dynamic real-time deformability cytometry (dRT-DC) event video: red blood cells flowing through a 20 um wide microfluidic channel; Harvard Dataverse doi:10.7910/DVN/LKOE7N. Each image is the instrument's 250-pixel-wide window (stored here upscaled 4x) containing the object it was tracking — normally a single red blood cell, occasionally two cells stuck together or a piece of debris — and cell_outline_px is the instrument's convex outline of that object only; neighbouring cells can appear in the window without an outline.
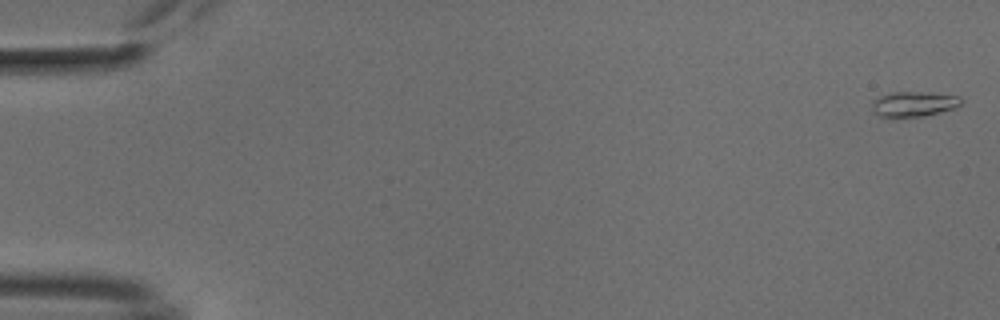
{"species": "common noctule bat (a hibernating species)", "species_latin": "Nyctalus noctula", "temperature_condition": "cold", "stored_images_in_passage": 53, "camera_frame_rate_fps": 3000, "um_per_image_px": 0.085, "animal": {"sex": "male", "body_mass_g": 18.8}, "frame": {"image": 1, "passage_image": 1, "time_ms": 0.0, "image_size_px": [1000, 320], "cell_outline_px": [[964, 100], [956, 108], [924, 116], [880, 116], [872, 112], [872, 100], [880, 96], [892, 92], [928, 92], [960, 96]], "centroid_in_image_um": [77.7, 8.82], "position_along_channel_um": 7.3, "area_um2": 13.06}}
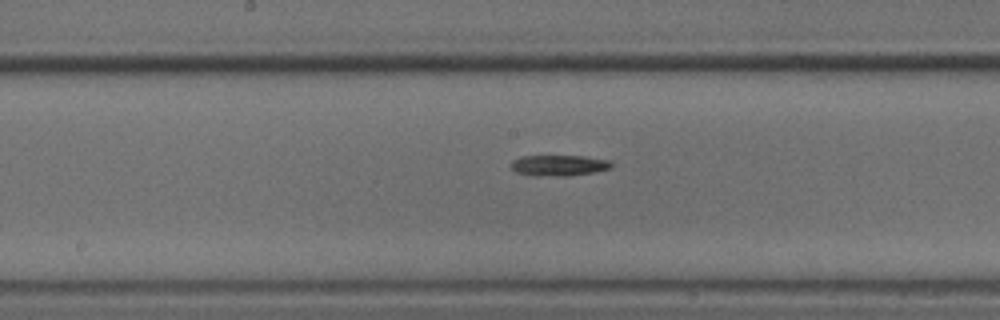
{"frame": {"image": 2, "passage_image": 28, "time_ms": 9.0, "image_size_px": [1000, 320], "cell_outline_px": [[612, 168], [596, 172], [568, 176], [532, 176], [516, 172], [512, 168], [512, 160], [520, 156], [584, 156], [612, 160]], "centroid_in_image_um": [47.54, 14.06], "position_along_channel_um": 200.7, "area_um2": 12.43}}
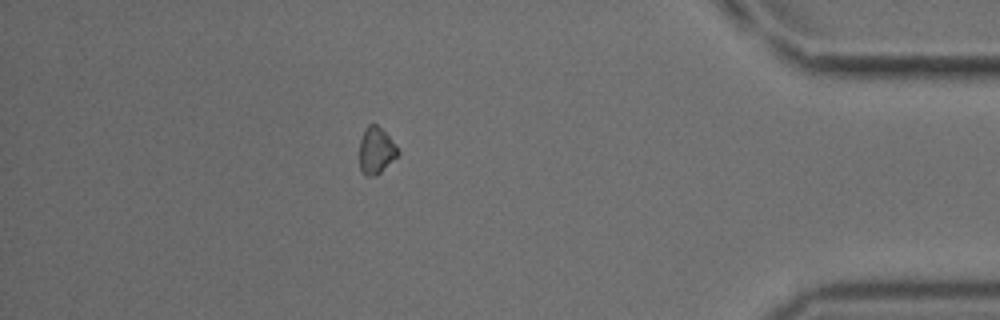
{"frame": {"image": 3, "passage_image": 47, "time_ms": 15.333, "image_size_px": [1000, 320], "cell_outline_px": [[400, 152], [376, 176], [364, 176], [360, 172], [360, 140], [364, 128], [368, 124], [376, 124], [388, 136]], "centroid_in_image_um": [31.92, 12.81], "position_along_channel_um": 403.3, "area_um2": 10.29}, "authors_computed_cell_mechanics": {"area_um2": 11.4444, "velocity_mm_per_s": 3.8151, "shape_relaxation_time_tau1_ms": 8.136, "shape_relaxation_time_tau2_ms": null, "deformation_change_tau1": 0.2243, "deformation_change_tau2": null}}